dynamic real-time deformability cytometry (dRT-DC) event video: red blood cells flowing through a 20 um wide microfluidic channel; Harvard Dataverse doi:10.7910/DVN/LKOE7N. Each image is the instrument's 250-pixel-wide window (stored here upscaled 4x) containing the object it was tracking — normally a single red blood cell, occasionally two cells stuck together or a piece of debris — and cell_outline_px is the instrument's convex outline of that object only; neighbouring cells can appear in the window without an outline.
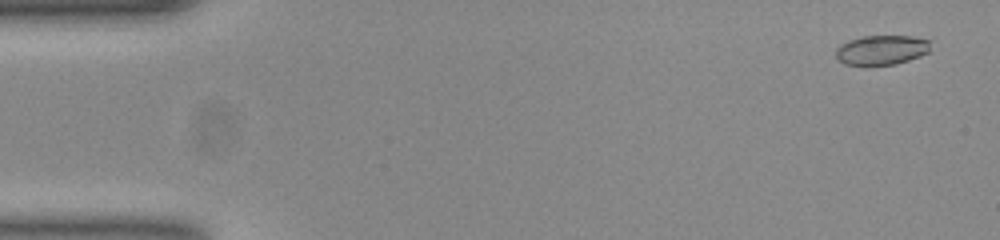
{"species": "common noctule bat (a hibernating species)", "species_latin": "Nyctalus noctula", "temperature_condition": "room temperature", "stored_images_in_passage": 53, "camera_frame_rate_fps": 3000, "um_per_image_px": 0.085, "animal": {"sex": "female", "body_mass_g": 23.0, "forearm_length_mm": 53.4}, "frame": {"image": 1, "passage_image": 3, "time_ms": 0.667, "image_size_px": [1000, 240], "cell_outline_px": [[932, 40], [928, 52], [920, 56], [896, 64], [864, 68], [844, 64], [836, 56], [836, 48], [840, 44], [848, 40], [864, 36], [912, 36]], "centroid_in_image_um": [74.91, 4.28], "position_along_channel_um": 10.1, "area_um2": 16.99}}
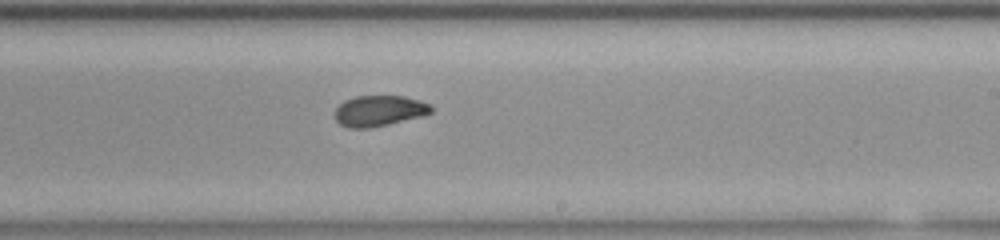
{"frame": {"image": 2, "passage_image": 32, "time_ms": 10.333, "image_size_px": [1000, 240], "cell_outline_px": [[432, 112], [424, 116], [388, 124], [368, 128], [348, 128], [340, 124], [336, 120], [336, 108], [344, 100], [356, 96], [404, 96], [420, 100], [432, 104]], "centroid_in_image_um": [32.26, 9.41], "position_along_channel_um": 256.7, "area_um2": 17.34}}
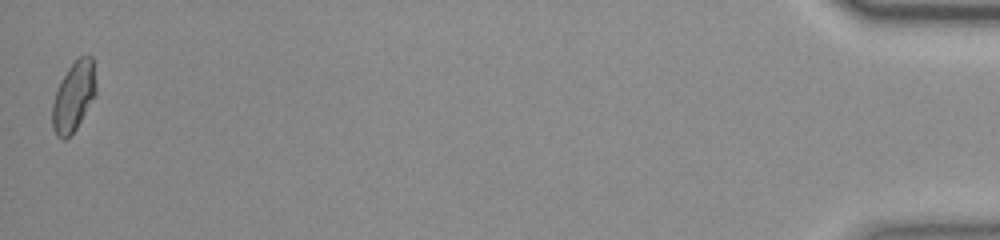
{"frame": {"image": 3, "passage_image": 53, "time_ms": 17.333, "image_size_px": [1000, 240], "cell_outline_px": [[96, 96], [76, 128], [64, 140], [56, 136], [52, 128], [52, 104], [56, 92], [68, 68], [80, 56], [92, 56], [96, 84]], "centroid_in_image_um": [6.27, 8.23], "position_along_channel_um": 428.9, "area_um2": 17.57}, "authors_computed_cell_mechanics": {"area_um2": 17.5712, "velocity_mm_per_s": 3.8766, "shape_relaxation_time_tau1_ms": null, "shape_relaxation_time_tau2_ms": 1.2124, "deformation_change_tau1": null, "deformation_change_tau2": 0.0557}}